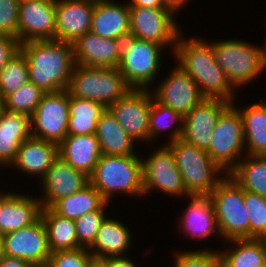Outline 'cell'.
Here are the masks:
<instances>
[{
	"instance_id": "cell-1",
	"label": "cell",
	"mask_w": 266,
	"mask_h": 267,
	"mask_svg": "<svg viewBox=\"0 0 266 267\" xmlns=\"http://www.w3.org/2000/svg\"><path fill=\"white\" fill-rule=\"evenodd\" d=\"M179 35L173 57L176 64L197 84L204 98H218L236 102L235 90L215 59L212 41L198 36L190 38Z\"/></svg>"
},
{
	"instance_id": "cell-2",
	"label": "cell",
	"mask_w": 266,
	"mask_h": 267,
	"mask_svg": "<svg viewBox=\"0 0 266 267\" xmlns=\"http://www.w3.org/2000/svg\"><path fill=\"white\" fill-rule=\"evenodd\" d=\"M29 81L45 93L68 88L75 66L73 44L59 40H33L20 44Z\"/></svg>"
},
{
	"instance_id": "cell-3",
	"label": "cell",
	"mask_w": 266,
	"mask_h": 267,
	"mask_svg": "<svg viewBox=\"0 0 266 267\" xmlns=\"http://www.w3.org/2000/svg\"><path fill=\"white\" fill-rule=\"evenodd\" d=\"M89 183L103 199L111 203L116 193L143 197L142 157L138 154L127 156L101 155Z\"/></svg>"
},
{
	"instance_id": "cell-4",
	"label": "cell",
	"mask_w": 266,
	"mask_h": 267,
	"mask_svg": "<svg viewBox=\"0 0 266 267\" xmlns=\"http://www.w3.org/2000/svg\"><path fill=\"white\" fill-rule=\"evenodd\" d=\"M258 46L242 39L212 41L215 59L224 71L232 87H240L252 83L266 70V44Z\"/></svg>"
},
{
	"instance_id": "cell-5",
	"label": "cell",
	"mask_w": 266,
	"mask_h": 267,
	"mask_svg": "<svg viewBox=\"0 0 266 267\" xmlns=\"http://www.w3.org/2000/svg\"><path fill=\"white\" fill-rule=\"evenodd\" d=\"M164 144L173 154L189 195H210L212 190L228 175L212 160L207 151L195 145L182 139Z\"/></svg>"
},
{
	"instance_id": "cell-6",
	"label": "cell",
	"mask_w": 266,
	"mask_h": 267,
	"mask_svg": "<svg viewBox=\"0 0 266 267\" xmlns=\"http://www.w3.org/2000/svg\"><path fill=\"white\" fill-rule=\"evenodd\" d=\"M133 88L118 68L87 67L75 64L67 88L71 97L91 100L108 108Z\"/></svg>"
},
{
	"instance_id": "cell-7",
	"label": "cell",
	"mask_w": 266,
	"mask_h": 267,
	"mask_svg": "<svg viewBox=\"0 0 266 267\" xmlns=\"http://www.w3.org/2000/svg\"><path fill=\"white\" fill-rule=\"evenodd\" d=\"M164 49L160 44L132 36L123 39L118 69L133 89H152L160 75Z\"/></svg>"
},
{
	"instance_id": "cell-8",
	"label": "cell",
	"mask_w": 266,
	"mask_h": 267,
	"mask_svg": "<svg viewBox=\"0 0 266 267\" xmlns=\"http://www.w3.org/2000/svg\"><path fill=\"white\" fill-rule=\"evenodd\" d=\"M224 241L249 238V217L243 188L228 174L210 194Z\"/></svg>"
},
{
	"instance_id": "cell-9",
	"label": "cell",
	"mask_w": 266,
	"mask_h": 267,
	"mask_svg": "<svg viewBox=\"0 0 266 267\" xmlns=\"http://www.w3.org/2000/svg\"><path fill=\"white\" fill-rule=\"evenodd\" d=\"M207 152L226 173L246 155L243 121L232 104L219 117Z\"/></svg>"
},
{
	"instance_id": "cell-10",
	"label": "cell",
	"mask_w": 266,
	"mask_h": 267,
	"mask_svg": "<svg viewBox=\"0 0 266 267\" xmlns=\"http://www.w3.org/2000/svg\"><path fill=\"white\" fill-rule=\"evenodd\" d=\"M176 20L175 14L167 8L129 6L130 36L165 48L169 45L172 54L182 33Z\"/></svg>"
},
{
	"instance_id": "cell-11",
	"label": "cell",
	"mask_w": 266,
	"mask_h": 267,
	"mask_svg": "<svg viewBox=\"0 0 266 267\" xmlns=\"http://www.w3.org/2000/svg\"><path fill=\"white\" fill-rule=\"evenodd\" d=\"M69 102L67 89L46 93L30 117L31 137L59 144L67 136Z\"/></svg>"
},
{
	"instance_id": "cell-12",
	"label": "cell",
	"mask_w": 266,
	"mask_h": 267,
	"mask_svg": "<svg viewBox=\"0 0 266 267\" xmlns=\"http://www.w3.org/2000/svg\"><path fill=\"white\" fill-rule=\"evenodd\" d=\"M159 146L142 159L144 196L159 190L168 196L187 198L189 194L170 148L166 144Z\"/></svg>"
},
{
	"instance_id": "cell-13",
	"label": "cell",
	"mask_w": 266,
	"mask_h": 267,
	"mask_svg": "<svg viewBox=\"0 0 266 267\" xmlns=\"http://www.w3.org/2000/svg\"><path fill=\"white\" fill-rule=\"evenodd\" d=\"M152 100L153 95L149 89H132L125 97L108 107L122 128L137 142L136 145L139 142L145 144L149 142Z\"/></svg>"
},
{
	"instance_id": "cell-14",
	"label": "cell",
	"mask_w": 266,
	"mask_h": 267,
	"mask_svg": "<svg viewBox=\"0 0 266 267\" xmlns=\"http://www.w3.org/2000/svg\"><path fill=\"white\" fill-rule=\"evenodd\" d=\"M2 242L5 256L27 260L36 267H46L51 255L41 217L27 227L3 234Z\"/></svg>"
},
{
	"instance_id": "cell-15",
	"label": "cell",
	"mask_w": 266,
	"mask_h": 267,
	"mask_svg": "<svg viewBox=\"0 0 266 267\" xmlns=\"http://www.w3.org/2000/svg\"><path fill=\"white\" fill-rule=\"evenodd\" d=\"M151 90L153 98L162 105L179 112L183 117L192 111L203 99L196 82L178 65L167 73ZM156 87V88H155Z\"/></svg>"
},
{
	"instance_id": "cell-16",
	"label": "cell",
	"mask_w": 266,
	"mask_h": 267,
	"mask_svg": "<svg viewBox=\"0 0 266 267\" xmlns=\"http://www.w3.org/2000/svg\"><path fill=\"white\" fill-rule=\"evenodd\" d=\"M231 104L223 99L204 98L184 116L181 139L207 151L219 117Z\"/></svg>"
},
{
	"instance_id": "cell-17",
	"label": "cell",
	"mask_w": 266,
	"mask_h": 267,
	"mask_svg": "<svg viewBox=\"0 0 266 267\" xmlns=\"http://www.w3.org/2000/svg\"><path fill=\"white\" fill-rule=\"evenodd\" d=\"M56 0H28L20 2L18 40H55Z\"/></svg>"
},
{
	"instance_id": "cell-18",
	"label": "cell",
	"mask_w": 266,
	"mask_h": 267,
	"mask_svg": "<svg viewBox=\"0 0 266 267\" xmlns=\"http://www.w3.org/2000/svg\"><path fill=\"white\" fill-rule=\"evenodd\" d=\"M42 196L39 198L42 208H51L58 200L82 190L89 184V176L75 170L59 155L39 181ZM44 194V195H43Z\"/></svg>"
},
{
	"instance_id": "cell-19",
	"label": "cell",
	"mask_w": 266,
	"mask_h": 267,
	"mask_svg": "<svg viewBox=\"0 0 266 267\" xmlns=\"http://www.w3.org/2000/svg\"><path fill=\"white\" fill-rule=\"evenodd\" d=\"M93 10L91 0H56L55 40L73 43L90 32Z\"/></svg>"
},
{
	"instance_id": "cell-20",
	"label": "cell",
	"mask_w": 266,
	"mask_h": 267,
	"mask_svg": "<svg viewBox=\"0 0 266 267\" xmlns=\"http://www.w3.org/2000/svg\"><path fill=\"white\" fill-rule=\"evenodd\" d=\"M123 40L103 38L91 32L73 42L75 64L87 67L118 68Z\"/></svg>"
},
{
	"instance_id": "cell-21",
	"label": "cell",
	"mask_w": 266,
	"mask_h": 267,
	"mask_svg": "<svg viewBox=\"0 0 266 267\" xmlns=\"http://www.w3.org/2000/svg\"><path fill=\"white\" fill-rule=\"evenodd\" d=\"M189 204L178 219L179 231L183 236L192 237V239L205 240L211 235H218L220 232L217 225V219L214 206L210 195H188ZM208 237V238H207Z\"/></svg>"
},
{
	"instance_id": "cell-22",
	"label": "cell",
	"mask_w": 266,
	"mask_h": 267,
	"mask_svg": "<svg viewBox=\"0 0 266 267\" xmlns=\"http://www.w3.org/2000/svg\"><path fill=\"white\" fill-rule=\"evenodd\" d=\"M113 0L94 2L90 32L103 38L123 40L130 36L129 5Z\"/></svg>"
},
{
	"instance_id": "cell-23",
	"label": "cell",
	"mask_w": 266,
	"mask_h": 267,
	"mask_svg": "<svg viewBox=\"0 0 266 267\" xmlns=\"http://www.w3.org/2000/svg\"><path fill=\"white\" fill-rule=\"evenodd\" d=\"M41 210L37 195L10 191L0 203V235L33 224L40 218Z\"/></svg>"
},
{
	"instance_id": "cell-24",
	"label": "cell",
	"mask_w": 266,
	"mask_h": 267,
	"mask_svg": "<svg viewBox=\"0 0 266 267\" xmlns=\"http://www.w3.org/2000/svg\"><path fill=\"white\" fill-rule=\"evenodd\" d=\"M58 157V144L30 137L20 145L11 168L41 180Z\"/></svg>"
},
{
	"instance_id": "cell-25",
	"label": "cell",
	"mask_w": 266,
	"mask_h": 267,
	"mask_svg": "<svg viewBox=\"0 0 266 267\" xmlns=\"http://www.w3.org/2000/svg\"><path fill=\"white\" fill-rule=\"evenodd\" d=\"M58 155L75 170L90 176L102 152L95 134L67 135L58 144Z\"/></svg>"
},
{
	"instance_id": "cell-26",
	"label": "cell",
	"mask_w": 266,
	"mask_h": 267,
	"mask_svg": "<svg viewBox=\"0 0 266 267\" xmlns=\"http://www.w3.org/2000/svg\"><path fill=\"white\" fill-rule=\"evenodd\" d=\"M30 137V117L5 109L0 117V167L9 168L22 142Z\"/></svg>"
},
{
	"instance_id": "cell-27",
	"label": "cell",
	"mask_w": 266,
	"mask_h": 267,
	"mask_svg": "<svg viewBox=\"0 0 266 267\" xmlns=\"http://www.w3.org/2000/svg\"><path fill=\"white\" fill-rule=\"evenodd\" d=\"M132 240V232L127 225L108 216L88 250L96 258L127 256Z\"/></svg>"
},
{
	"instance_id": "cell-28",
	"label": "cell",
	"mask_w": 266,
	"mask_h": 267,
	"mask_svg": "<svg viewBox=\"0 0 266 267\" xmlns=\"http://www.w3.org/2000/svg\"><path fill=\"white\" fill-rule=\"evenodd\" d=\"M95 135L103 155L127 156L136 154L134 141L118 123L108 108L97 123Z\"/></svg>"
},
{
	"instance_id": "cell-29",
	"label": "cell",
	"mask_w": 266,
	"mask_h": 267,
	"mask_svg": "<svg viewBox=\"0 0 266 267\" xmlns=\"http://www.w3.org/2000/svg\"><path fill=\"white\" fill-rule=\"evenodd\" d=\"M235 104L243 121L246 155L266 156V105L261 101L241 109Z\"/></svg>"
},
{
	"instance_id": "cell-30",
	"label": "cell",
	"mask_w": 266,
	"mask_h": 267,
	"mask_svg": "<svg viewBox=\"0 0 266 267\" xmlns=\"http://www.w3.org/2000/svg\"><path fill=\"white\" fill-rule=\"evenodd\" d=\"M225 243L233 246L218 250L221 267H266V239H231Z\"/></svg>"
},
{
	"instance_id": "cell-31",
	"label": "cell",
	"mask_w": 266,
	"mask_h": 267,
	"mask_svg": "<svg viewBox=\"0 0 266 267\" xmlns=\"http://www.w3.org/2000/svg\"><path fill=\"white\" fill-rule=\"evenodd\" d=\"M48 246L51 253L78 248L75 221L58 215L52 208H42Z\"/></svg>"
},
{
	"instance_id": "cell-32",
	"label": "cell",
	"mask_w": 266,
	"mask_h": 267,
	"mask_svg": "<svg viewBox=\"0 0 266 267\" xmlns=\"http://www.w3.org/2000/svg\"><path fill=\"white\" fill-rule=\"evenodd\" d=\"M106 107L100 103L70 96L67 135L95 134Z\"/></svg>"
},
{
	"instance_id": "cell-33",
	"label": "cell",
	"mask_w": 266,
	"mask_h": 267,
	"mask_svg": "<svg viewBox=\"0 0 266 267\" xmlns=\"http://www.w3.org/2000/svg\"><path fill=\"white\" fill-rule=\"evenodd\" d=\"M228 174L243 190L266 198V156L245 155Z\"/></svg>"
},
{
	"instance_id": "cell-34",
	"label": "cell",
	"mask_w": 266,
	"mask_h": 267,
	"mask_svg": "<svg viewBox=\"0 0 266 267\" xmlns=\"http://www.w3.org/2000/svg\"><path fill=\"white\" fill-rule=\"evenodd\" d=\"M106 201L90 183L82 190L58 200L51 208L60 216L76 220L86 213L99 210Z\"/></svg>"
},
{
	"instance_id": "cell-35",
	"label": "cell",
	"mask_w": 266,
	"mask_h": 267,
	"mask_svg": "<svg viewBox=\"0 0 266 267\" xmlns=\"http://www.w3.org/2000/svg\"><path fill=\"white\" fill-rule=\"evenodd\" d=\"M183 120L184 117L179 112L158 103L153 98L149 117V142L155 143V140L159 138L157 136L164 135L168 128L170 129L171 134L170 136L168 134L169 139H167L166 143L181 139Z\"/></svg>"
},
{
	"instance_id": "cell-36",
	"label": "cell",
	"mask_w": 266,
	"mask_h": 267,
	"mask_svg": "<svg viewBox=\"0 0 266 267\" xmlns=\"http://www.w3.org/2000/svg\"><path fill=\"white\" fill-rule=\"evenodd\" d=\"M29 82V73L25 55L19 51L0 70V94L5 98L7 95L16 92L24 84Z\"/></svg>"
},
{
	"instance_id": "cell-37",
	"label": "cell",
	"mask_w": 266,
	"mask_h": 267,
	"mask_svg": "<svg viewBox=\"0 0 266 267\" xmlns=\"http://www.w3.org/2000/svg\"><path fill=\"white\" fill-rule=\"evenodd\" d=\"M45 94L41 88L29 81L4 98L5 109L31 117Z\"/></svg>"
},
{
	"instance_id": "cell-38",
	"label": "cell",
	"mask_w": 266,
	"mask_h": 267,
	"mask_svg": "<svg viewBox=\"0 0 266 267\" xmlns=\"http://www.w3.org/2000/svg\"><path fill=\"white\" fill-rule=\"evenodd\" d=\"M244 202L249 217V238L266 239V198L244 190Z\"/></svg>"
},
{
	"instance_id": "cell-39",
	"label": "cell",
	"mask_w": 266,
	"mask_h": 267,
	"mask_svg": "<svg viewBox=\"0 0 266 267\" xmlns=\"http://www.w3.org/2000/svg\"><path fill=\"white\" fill-rule=\"evenodd\" d=\"M108 205L106 202L99 210L83 214L75 220L78 247L89 248L94 243L97 232L108 217L106 215Z\"/></svg>"
},
{
	"instance_id": "cell-40",
	"label": "cell",
	"mask_w": 266,
	"mask_h": 267,
	"mask_svg": "<svg viewBox=\"0 0 266 267\" xmlns=\"http://www.w3.org/2000/svg\"><path fill=\"white\" fill-rule=\"evenodd\" d=\"M220 248L213 250L205 247V249L176 251L173 258L174 264L171 267H221V259L219 256Z\"/></svg>"
},
{
	"instance_id": "cell-41",
	"label": "cell",
	"mask_w": 266,
	"mask_h": 267,
	"mask_svg": "<svg viewBox=\"0 0 266 267\" xmlns=\"http://www.w3.org/2000/svg\"><path fill=\"white\" fill-rule=\"evenodd\" d=\"M92 257L88 248L84 247L56 251L51 253L46 267H89Z\"/></svg>"
},
{
	"instance_id": "cell-42",
	"label": "cell",
	"mask_w": 266,
	"mask_h": 267,
	"mask_svg": "<svg viewBox=\"0 0 266 267\" xmlns=\"http://www.w3.org/2000/svg\"><path fill=\"white\" fill-rule=\"evenodd\" d=\"M19 0H0V34L18 39Z\"/></svg>"
},
{
	"instance_id": "cell-43",
	"label": "cell",
	"mask_w": 266,
	"mask_h": 267,
	"mask_svg": "<svg viewBox=\"0 0 266 267\" xmlns=\"http://www.w3.org/2000/svg\"><path fill=\"white\" fill-rule=\"evenodd\" d=\"M20 51L18 39L0 34V70Z\"/></svg>"
},
{
	"instance_id": "cell-44",
	"label": "cell",
	"mask_w": 266,
	"mask_h": 267,
	"mask_svg": "<svg viewBox=\"0 0 266 267\" xmlns=\"http://www.w3.org/2000/svg\"><path fill=\"white\" fill-rule=\"evenodd\" d=\"M0 267H36V266L24 259L4 256L0 261Z\"/></svg>"
},
{
	"instance_id": "cell-45",
	"label": "cell",
	"mask_w": 266,
	"mask_h": 267,
	"mask_svg": "<svg viewBox=\"0 0 266 267\" xmlns=\"http://www.w3.org/2000/svg\"><path fill=\"white\" fill-rule=\"evenodd\" d=\"M108 267H138L128 256L108 257Z\"/></svg>"
},
{
	"instance_id": "cell-46",
	"label": "cell",
	"mask_w": 266,
	"mask_h": 267,
	"mask_svg": "<svg viewBox=\"0 0 266 267\" xmlns=\"http://www.w3.org/2000/svg\"><path fill=\"white\" fill-rule=\"evenodd\" d=\"M127 3L136 7L166 8L163 0H128Z\"/></svg>"
},
{
	"instance_id": "cell-47",
	"label": "cell",
	"mask_w": 266,
	"mask_h": 267,
	"mask_svg": "<svg viewBox=\"0 0 266 267\" xmlns=\"http://www.w3.org/2000/svg\"><path fill=\"white\" fill-rule=\"evenodd\" d=\"M188 1L190 0H163V3L167 9L177 15L178 11L181 12V9L188 4Z\"/></svg>"
},
{
	"instance_id": "cell-48",
	"label": "cell",
	"mask_w": 266,
	"mask_h": 267,
	"mask_svg": "<svg viewBox=\"0 0 266 267\" xmlns=\"http://www.w3.org/2000/svg\"><path fill=\"white\" fill-rule=\"evenodd\" d=\"M89 267H108V258L92 257L89 262Z\"/></svg>"
},
{
	"instance_id": "cell-49",
	"label": "cell",
	"mask_w": 266,
	"mask_h": 267,
	"mask_svg": "<svg viewBox=\"0 0 266 267\" xmlns=\"http://www.w3.org/2000/svg\"><path fill=\"white\" fill-rule=\"evenodd\" d=\"M4 110H5L4 97L0 94V117L2 116Z\"/></svg>"
},
{
	"instance_id": "cell-50",
	"label": "cell",
	"mask_w": 266,
	"mask_h": 267,
	"mask_svg": "<svg viewBox=\"0 0 266 267\" xmlns=\"http://www.w3.org/2000/svg\"><path fill=\"white\" fill-rule=\"evenodd\" d=\"M5 256L4 254V248H3V242H2V235H0V261Z\"/></svg>"
},
{
	"instance_id": "cell-51",
	"label": "cell",
	"mask_w": 266,
	"mask_h": 267,
	"mask_svg": "<svg viewBox=\"0 0 266 267\" xmlns=\"http://www.w3.org/2000/svg\"><path fill=\"white\" fill-rule=\"evenodd\" d=\"M10 192L0 191V203Z\"/></svg>"
},
{
	"instance_id": "cell-52",
	"label": "cell",
	"mask_w": 266,
	"mask_h": 267,
	"mask_svg": "<svg viewBox=\"0 0 266 267\" xmlns=\"http://www.w3.org/2000/svg\"><path fill=\"white\" fill-rule=\"evenodd\" d=\"M261 100H262V102L266 105V99L264 100V99L261 98ZM263 100H264V101H263Z\"/></svg>"
}]
</instances>
